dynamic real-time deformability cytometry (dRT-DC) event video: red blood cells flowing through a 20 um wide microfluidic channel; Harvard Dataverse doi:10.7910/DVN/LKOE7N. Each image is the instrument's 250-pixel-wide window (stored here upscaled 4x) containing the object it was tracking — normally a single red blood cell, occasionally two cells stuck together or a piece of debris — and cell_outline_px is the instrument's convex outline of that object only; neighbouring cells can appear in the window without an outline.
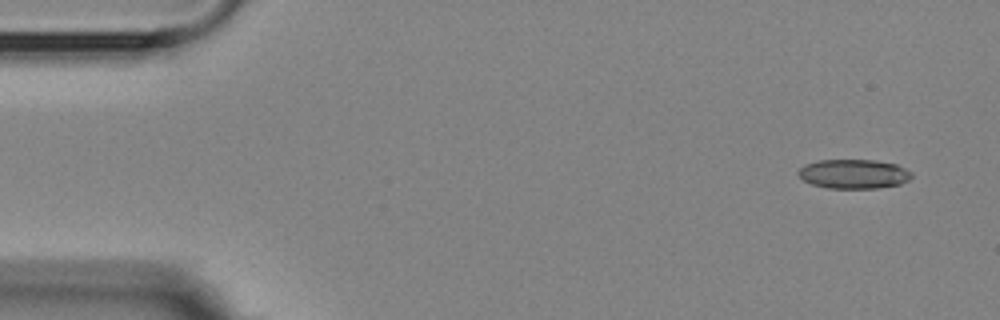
{"species": "Egyptian fruit bat (a non-hibernating species)", "species_latin": "Rousettus aegyptiacus", "temperature_condition": "room temperature", "stored_images_in_passage": 5, "camera_frame_rate_fps": 3000, "um_per_image_px": 0.085, "animal": {"sex": "female"}, "frame": {"image": 1, "passage_image": 1, "time_ms": 0.0, "image_size_px": [1000, 320], "cell_outline_px": [[912, 176], [908, 180], [900, 184], [876, 188], [828, 188], [812, 184], [804, 180], [796, 172], [804, 164], [820, 160], [876, 160], [896, 164], [912, 172]], "centroid_in_image_um": [72.56, 14.78], "position_along_channel_um": 12.4, "area_um2": 19.31}}
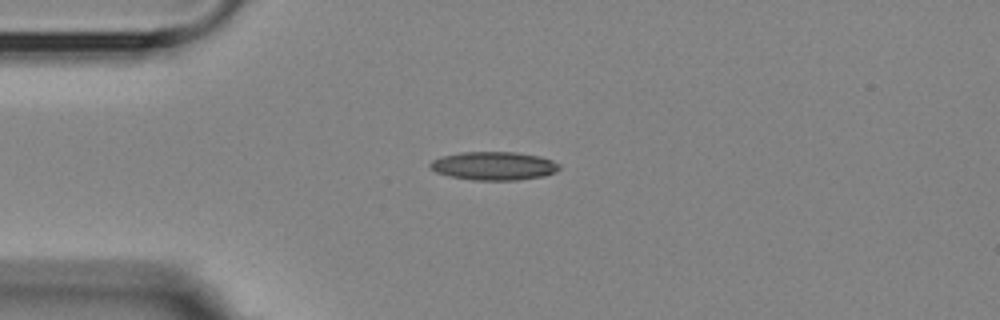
{"frame": {"image": 2, "passage_image": 4, "time_ms": 3.333, "image_size_px": [1000, 320], "cell_outline_px": [[560, 168], [556, 172], [544, 176], [516, 180], [472, 180], [448, 176], [436, 172], [428, 168], [428, 164], [432, 160], [444, 156], [464, 152], [516, 152], [540, 156], [552, 160], [560, 164]], "centroid_in_image_um": [41.97, 14.1], "position_along_channel_um": 43.0, "area_um2": 21.5}}